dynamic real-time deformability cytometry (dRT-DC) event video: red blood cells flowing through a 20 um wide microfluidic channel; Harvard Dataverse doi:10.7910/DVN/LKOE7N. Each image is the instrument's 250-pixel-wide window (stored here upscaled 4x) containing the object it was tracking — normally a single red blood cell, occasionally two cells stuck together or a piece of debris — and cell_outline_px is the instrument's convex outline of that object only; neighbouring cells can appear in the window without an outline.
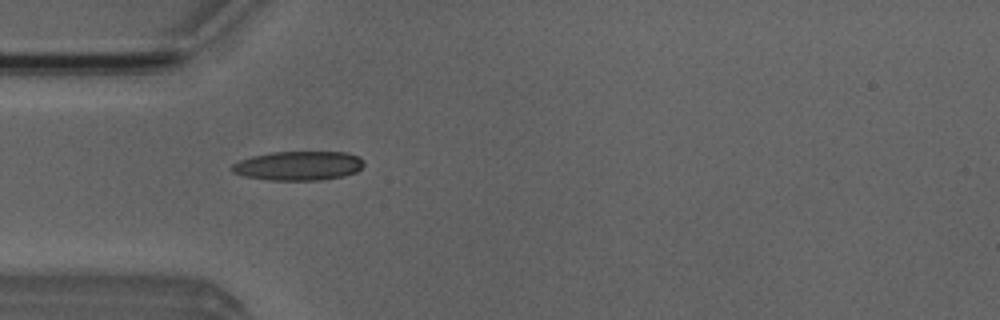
{"species": "Egyptian fruit bat (a non-hibernating species)", "species_latin": "Rousettus aegyptiacus", "temperature_condition": "room temperature", "stored_images_in_passage": 5, "camera_frame_rate_fps": 3000, "um_per_image_px": 0.085, "animal": {"sex": "male"}, "frame": {"image": 1, "passage_image": 5, "time_ms": 4.667, "image_size_px": [1000, 320], "cell_outline_px": [[364, 164], [356, 172], [344, 176], [320, 180], [268, 180], [244, 176], [232, 172], [228, 168], [232, 164], [240, 160], [252, 156], [272, 152], [348, 152], [360, 156], [364, 160]], "centroid_in_image_um": [25.37, 14.08], "position_along_channel_um": 59.6, "area_um2": 22.66}}